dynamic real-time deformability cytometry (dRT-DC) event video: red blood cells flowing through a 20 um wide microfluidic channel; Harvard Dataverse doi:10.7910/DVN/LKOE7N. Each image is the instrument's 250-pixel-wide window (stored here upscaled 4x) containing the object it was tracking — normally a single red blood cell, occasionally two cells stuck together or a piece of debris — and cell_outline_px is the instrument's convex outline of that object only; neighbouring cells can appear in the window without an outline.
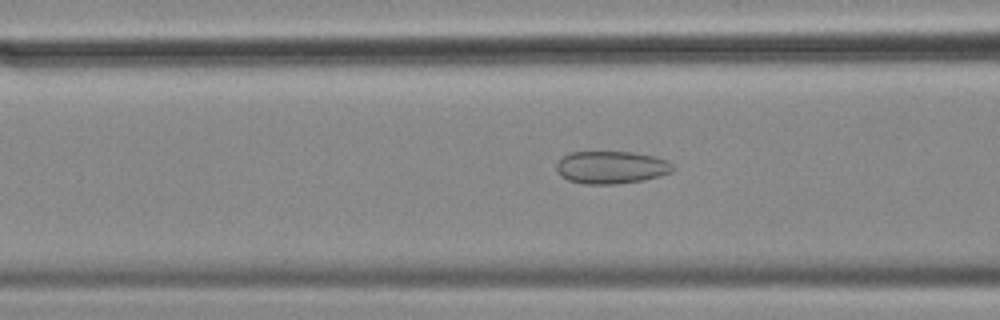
{"species": "common noctule bat (a hibernating species)", "species_latin": "Nyctalus noctula", "temperature_condition": "cold", "stored_images_in_passage": 55, "camera_frame_rate_fps": 3000, "um_per_image_px": 0.085, "animal": {"sex": "female", "body_mass_g": 18.4}, "frame": {"image": 1, "passage_image": 21, "time_ms": 6.667, "image_size_px": [1000, 320], "cell_outline_px": [[676, 168], [672, 172], [660, 176], [644, 180], [616, 184], [584, 184], [568, 180], [560, 176], [556, 172], [556, 164], [564, 156], [572, 152], [632, 152], [652, 156], [664, 160], [672, 164]], "centroid_in_image_um": [51.95, 14.24], "position_along_channel_um": 114.7, "area_um2": 22.14}}
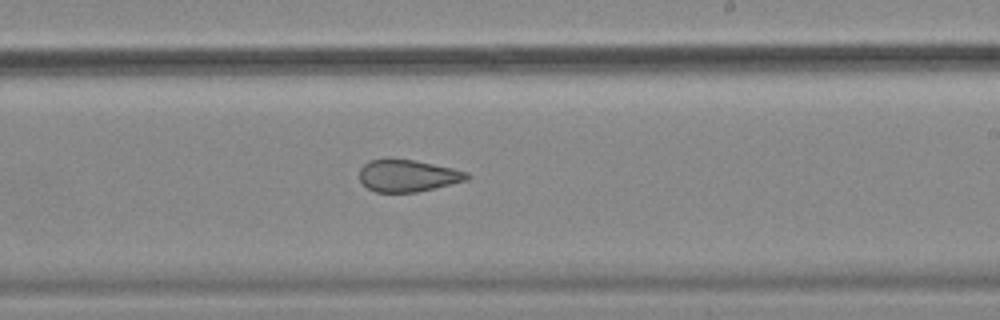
{"frame": {"image": 2, "passage_image": 33, "time_ms": 10.667, "image_size_px": [1000, 320], "cell_outline_px": [[472, 176], [468, 180], [416, 192], [376, 192], [368, 188], [360, 180], [360, 168], [368, 160], [384, 156], [388, 156], [416, 160], [452, 168], [468, 172]], "centroid_in_image_um": [34.63, 14.89], "position_along_channel_um": 254.4, "area_um2": 20.58}}
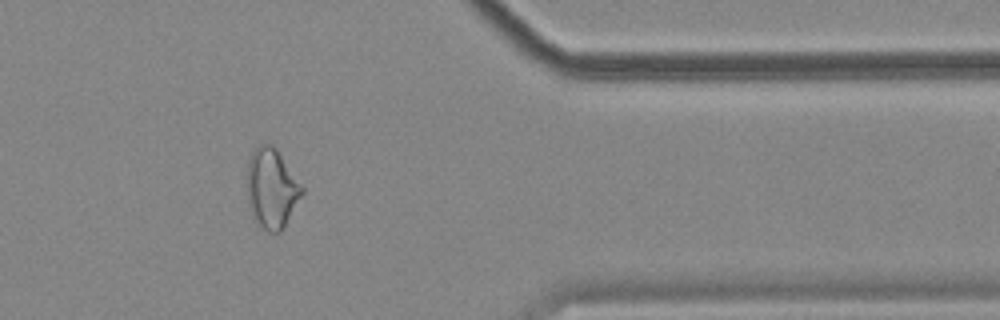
{"frame": {"image": 3, "passage_image": 46, "time_ms": 15.0, "image_size_px": [1000, 320], "cell_outline_px": [[304, 192], [280, 232], [268, 232], [256, 224], [252, 220], [248, 204], [248, 160], [252, 152], [260, 144], [272, 144], [276, 148], [304, 188]], "centroid_in_image_um": [23.08, 16.03], "position_along_channel_um": 388.3, "area_um2": 25.43}, "authors_computed_cell_mechanics": {"area_um2": 24.0448, "velocity_mm_per_s": 3.5004, "shape_relaxation_time_tau1_ms": null, "shape_relaxation_time_tau2_ms": 1.8923, "deformation_change_tau1": null, "deformation_change_tau2": 0.0841}}